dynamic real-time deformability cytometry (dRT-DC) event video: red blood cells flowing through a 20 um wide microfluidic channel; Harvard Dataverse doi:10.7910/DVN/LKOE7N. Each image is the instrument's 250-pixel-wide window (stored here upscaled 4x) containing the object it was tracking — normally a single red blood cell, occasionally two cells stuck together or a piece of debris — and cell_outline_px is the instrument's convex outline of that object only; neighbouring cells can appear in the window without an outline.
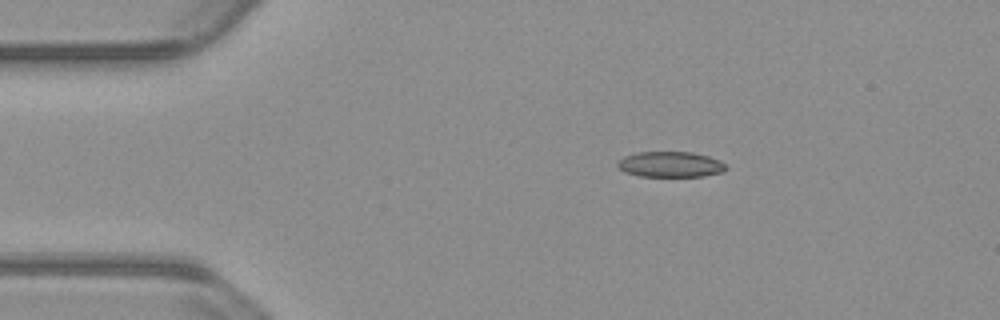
{"species": "common noctule bat (a hibernating species)", "species_latin": "Nyctalus noctula", "temperature_condition": "warm", "stored_images_in_passage": 45, "camera_frame_rate_fps": 3000, "um_per_image_px": 0.085, "animal": {"sex": "male", "body_mass_g": 23.1, "forearm_length_mm": 52.7}, "frame": {"image": 1, "passage_image": 1, "time_ms": 0.0, "image_size_px": [1000, 320], "cell_outline_px": [[728, 168], [724, 172], [704, 176], [640, 176], [624, 172], [616, 164], [624, 156], [636, 152], [692, 152], [708, 156], [720, 160]], "centroid_in_image_um": [57.0, 13.97], "position_along_channel_um": 28.0, "area_um2": 16.18}}
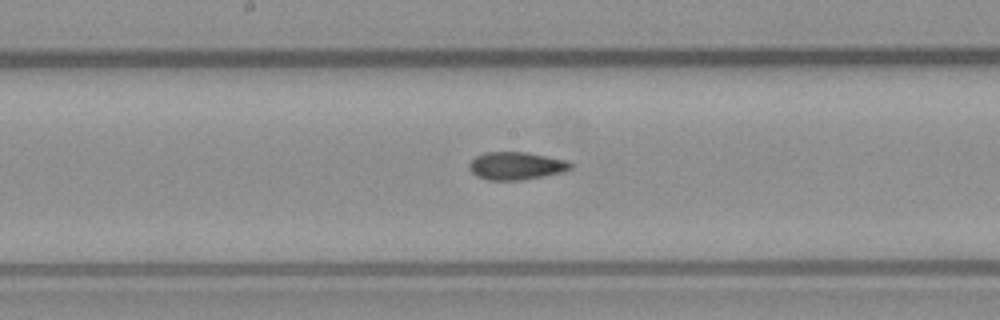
{"frame": {"image": 2, "passage_image": 19, "time_ms": 6.0, "image_size_px": [1000, 320], "cell_outline_px": [[572, 168], [564, 172], [544, 176], [520, 180], [488, 180], [476, 176], [468, 168], [468, 164], [476, 156], [484, 152], [524, 152], [568, 160], [572, 164]], "centroid_in_image_um": [43.87, 14.1], "position_along_channel_um": 204.3, "area_um2": 16.47}}
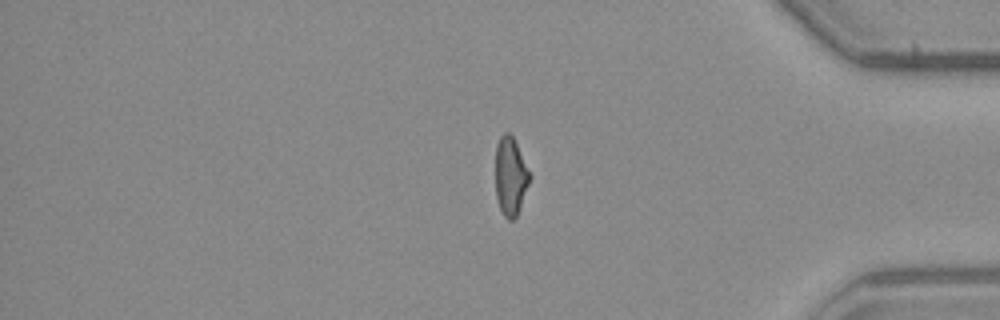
{"frame": {"image": 3, "passage_image": 36, "time_ms": 11.667, "image_size_px": [1000, 320], "cell_outline_px": [[532, 176], [516, 216], [512, 220], [508, 220], [504, 216], [500, 208], [496, 196], [496, 144], [500, 136], [504, 132], [508, 132], [512, 136]], "centroid_in_image_um": [43.39, 14.97], "position_along_channel_um": 391.8, "area_um2": 15.43}, "authors_computed_cell_mechanics": {"area_um2": 16.473, "velocity_mm_per_s": 3.8282, "shape_relaxation_time_tau1_ms": null, "shape_relaxation_time_tau2_ms": 3.2076, "deformation_change_tau1": null, "deformation_change_tau2": 0.102}}